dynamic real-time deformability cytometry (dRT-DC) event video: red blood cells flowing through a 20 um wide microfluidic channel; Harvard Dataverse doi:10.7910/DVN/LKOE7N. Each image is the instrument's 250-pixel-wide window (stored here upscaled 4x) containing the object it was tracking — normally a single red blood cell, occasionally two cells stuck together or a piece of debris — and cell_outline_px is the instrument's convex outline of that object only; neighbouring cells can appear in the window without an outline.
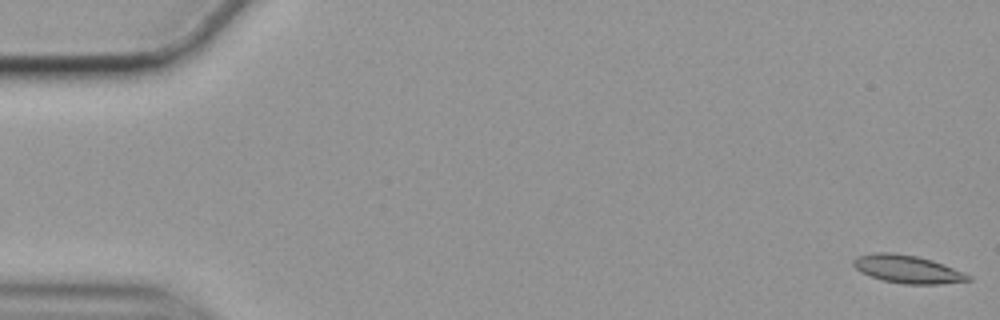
{"species": "common noctule bat (a hibernating species)", "species_latin": "Nyctalus noctula", "temperature_condition": "cold", "stored_images_in_passage": 57, "camera_frame_rate_fps": 3000, "um_per_image_px": 0.085, "animal": {"sex": "female", "body_mass_g": 19.9}, "frame": {"image": 1, "passage_image": 1, "time_ms": 0.0, "image_size_px": [1000, 320], "cell_outline_px": [[972, 280], [940, 284], [904, 284], [884, 280], [860, 272], [852, 264], [852, 260], [860, 256], [876, 252], [892, 252], [916, 256], [932, 260], [944, 264], [972, 276]], "centroid_in_image_um": [77.16, 22.88], "position_along_channel_um": 7.8, "area_um2": 18.55}}
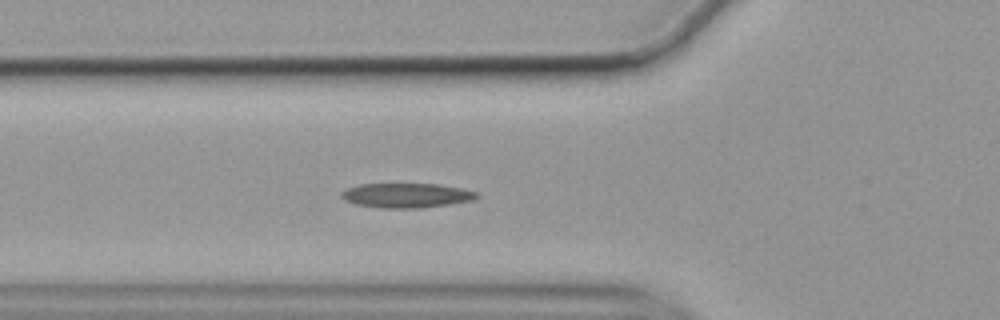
{"frame": {"image": 2, "passage_image": 20, "time_ms": 6.333, "image_size_px": [1000, 320], "cell_outline_px": [[480, 196], [472, 200], [448, 204], [420, 208], [380, 208], [356, 204], [344, 200], [340, 196], [340, 192], [348, 188], [360, 184], [436, 184], [460, 188], [476, 192]], "centroid_in_image_um": [34.51, 16.61], "position_along_channel_um": 91.3, "area_um2": 19.25}}
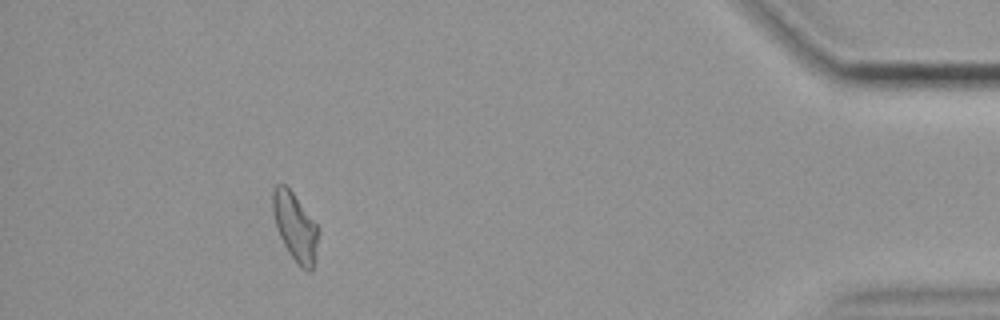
{"frame": {"image": 3, "passage_image": 52, "time_ms": 17.0, "image_size_px": [1000, 320], "cell_outline_px": [[316, 244], [312, 268], [308, 272], [300, 268], [296, 264], [288, 252], [280, 236], [272, 212], [272, 188], [276, 184], [284, 184], [292, 192], [316, 224]], "centroid_in_image_um": [25.02, 19.26], "position_along_channel_um": 410.2, "area_um2": 17.51}}